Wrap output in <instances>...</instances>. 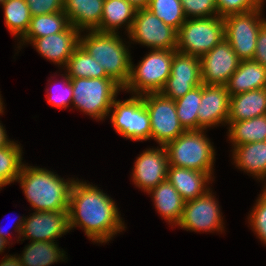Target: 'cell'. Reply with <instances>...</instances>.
Wrapping results in <instances>:
<instances>
[{"instance_id": "obj_1", "label": "cell", "mask_w": 266, "mask_h": 266, "mask_svg": "<svg viewBox=\"0 0 266 266\" xmlns=\"http://www.w3.org/2000/svg\"><path fill=\"white\" fill-rule=\"evenodd\" d=\"M114 200L97 186L75 180L69 200L70 230L82 227L93 242L107 243L125 229Z\"/></svg>"}, {"instance_id": "obj_2", "label": "cell", "mask_w": 266, "mask_h": 266, "mask_svg": "<svg viewBox=\"0 0 266 266\" xmlns=\"http://www.w3.org/2000/svg\"><path fill=\"white\" fill-rule=\"evenodd\" d=\"M16 181L34 211H68L74 179L66 181L45 168L23 164Z\"/></svg>"}, {"instance_id": "obj_3", "label": "cell", "mask_w": 266, "mask_h": 266, "mask_svg": "<svg viewBox=\"0 0 266 266\" xmlns=\"http://www.w3.org/2000/svg\"><path fill=\"white\" fill-rule=\"evenodd\" d=\"M86 32L87 35H80V45L103 66L110 78L124 88L130 77L132 60L122 38L117 32Z\"/></svg>"}, {"instance_id": "obj_4", "label": "cell", "mask_w": 266, "mask_h": 266, "mask_svg": "<svg viewBox=\"0 0 266 266\" xmlns=\"http://www.w3.org/2000/svg\"><path fill=\"white\" fill-rule=\"evenodd\" d=\"M169 166L194 169L213 175L215 150L204 130H185L165 145Z\"/></svg>"}, {"instance_id": "obj_5", "label": "cell", "mask_w": 266, "mask_h": 266, "mask_svg": "<svg viewBox=\"0 0 266 266\" xmlns=\"http://www.w3.org/2000/svg\"><path fill=\"white\" fill-rule=\"evenodd\" d=\"M73 90L72 104L96 120L110 114L113 101L123 88L112 78H70Z\"/></svg>"}, {"instance_id": "obj_6", "label": "cell", "mask_w": 266, "mask_h": 266, "mask_svg": "<svg viewBox=\"0 0 266 266\" xmlns=\"http://www.w3.org/2000/svg\"><path fill=\"white\" fill-rule=\"evenodd\" d=\"M175 52L152 49L137 66L131 62L130 77L123 90L139 96L160 92L170 76Z\"/></svg>"}, {"instance_id": "obj_7", "label": "cell", "mask_w": 266, "mask_h": 266, "mask_svg": "<svg viewBox=\"0 0 266 266\" xmlns=\"http://www.w3.org/2000/svg\"><path fill=\"white\" fill-rule=\"evenodd\" d=\"M223 39V17L186 19L177 33L176 51L200 58Z\"/></svg>"}, {"instance_id": "obj_8", "label": "cell", "mask_w": 266, "mask_h": 266, "mask_svg": "<svg viewBox=\"0 0 266 266\" xmlns=\"http://www.w3.org/2000/svg\"><path fill=\"white\" fill-rule=\"evenodd\" d=\"M262 8L245 13L230 14L224 20V38L241 61L252 60L256 50L257 35L266 19L260 17Z\"/></svg>"}, {"instance_id": "obj_9", "label": "cell", "mask_w": 266, "mask_h": 266, "mask_svg": "<svg viewBox=\"0 0 266 266\" xmlns=\"http://www.w3.org/2000/svg\"><path fill=\"white\" fill-rule=\"evenodd\" d=\"M111 110L110 119L116 133L133 141L150 140V116L142 96L133 95L124 101L115 99Z\"/></svg>"}, {"instance_id": "obj_10", "label": "cell", "mask_w": 266, "mask_h": 266, "mask_svg": "<svg viewBox=\"0 0 266 266\" xmlns=\"http://www.w3.org/2000/svg\"><path fill=\"white\" fill-rule=\"evenodd\" d=\"M141 96L150 116V139L157 141L159 146H165L185 131L177 116L175 100L163 96L160 92Z\"/></svg>"}, {"instance_id": "obj_11", "label": "cell", "mask_w": 266, "mask_h": 266, "mask_svg": "<svg viewBox=\"0 0 266 266\" xmlns=\"http://www.w3.org/2000/svg\"><path fill=\"white\" fill-rule=\"evenodd\" d=\"M178 31L147 8L137 9L129 39L150 49L176 50Z\"/></svg>"}, {"instance_id": "obj_12", "label": "cell", "mask_w": 266, "mask_h": 266, "mask_svg": "<svg viewBox=\"0 0 266 266\" xmlns=\"http://www.w3.org/2000/svg\"><path fill=\"white\" fill-rule=\"evenodd\" d=\"M220 207L212 191L209 190L201 197L186 201L177 223L187 231H223V218Z\"/></svg>"}, {"instance_id": "obj_13", "label": "cell", "mask_w": 266, "mask_h": 266, "mask_svg": "<svg viewBox=\"0 0 266 266\" xmlns=\"http://www.w3.org/2000/svg\"><path fill=\"white\" fill-rule=\"evenodd\" d=\"M201 84L200 58L176 51L170 76L160 93L167 98L176 100Z\"/></svg>"}, {"instance_id": "obj_14", "label": "cell", "mask_w": 266, "mask_h": 266, "mask_svg": "<svg viewBox=\"0 0 266 266\" xmlns=\"http://www.w3.org/2000/svg\"><path fill=\"white\" fill-rule=\"evenodd\" d=\"M240 62L230 43L224 38L200 57L202 84L226 85Z\"/></svg>"}, {"instance_id": "obj_15", "label": "cell", "mask_w": 266, "mask_h": 266, "mask_svg": "<svg viewBox=\"0 0 266 266\" xmlns=\"http://www.w3.org/2000/svg\"><path fill=\"white\" fill-rule=\"evenodd\" d=\"M70 230L68 211H35L25 218L20 239L24 237L32 242L48 241L65 235Z\"/></svg>"}, {"instance_id": "obj_16", "label": "cell", "mask_w": 266, "mask_h": 266, "mask_svg": "<svg viewBox=\"0 0 266 266\" xmlns=\"http://www.w3.org/2000/svg\"><path fill=\"white\" fill-rule=\"evenodd\" d=\"M133 167L132 179L135 186L149 192L160 182L167 180L169 166L168 153L164 145L149 148L137 157Z\"/></svg>"}, {"instance_id": "obj_17", "label": "cell", "mask_w": 266, "mask_h": 266, "mask_svg": "<svg viewBox=\"0 0 266 266\" xmlns=\"http://www.w3.org/2000/svg\"><path fill=\"white\" fill-rule=\"evenodd\" d=\"M230 97L226 85L201 84L198 130H207L208 127L227 124Z\"/></svg>"}, {"instance_id": "obj_18", "label": "cell", "mask_w": 266, "mask_h": 266, "mask_svg": "<svg viewBox=\"0 0 266 266\" xmlns=\"http://www.w3.org/2000/svg\"><path fill=\"white\" fill-rule=\"evenodd\" d=\"M81 31L70 25L65 31L35 38L32 44L45 59L66 66L72 53L80 45Z\"/></svg>"}, {"instance_id": "obj_19", "label": "cell", "mask_w": 266, "mask_h": 266, "mask_svg": "<svg viewBox=\"0 0 266 266\" xmlns=\"http://www.w3.org/2000/svg\"><path fill=\"white\" fill-rule=\"evenodd\" d=\"M211 179H213L212 176L205 172L168 166L167 180L176 188L185 202L206 194L210 190L207 184L212 181Z\"/></svg>"}, {"instance_id": "obj_20", "label": "cell", "mask_w": 266, "mask_h": 266, "mask_svg": "<svg viewBox=\"0 0 266 266\" xmlns=\"http://www.w3.org/2000/svg\"><path fill=\"white\" fill-rule=\"evenodd\" d=\"M104 0H64L63 11L70 25L81 32L100 25Z\"/></svg>"}, {"instance_id": "obj_21", "label": "cell", "mask_w": 266, "mask_h": 266, "mask_svg": "<svg viewBox=\"0 0 266 266\" xmlns=\"http://www.w3.org/2000/svg\"><path fill=\"white\" fill-rule=\"evenodd\" d=\"M226 88L230 96L266 88V68L253 59L241 61Z\"/></svg>"}, {"instance_id": "obj_22", "label": "cell", "mask_w": 266, "mask_h": 266, "mask_svg": "<svg viewBox=\"0 0 266 266\" xmlns=\"http://www.w3.org/2000/svg\"><path fill=\"white\" fill-rule=\"evenodd\" d=\"M148 194H152L154 206L158 213L168 223H173L176 226L181 219L185 204L176 188L168 180H164L150 190Z\"/></svg>"}, {"instance_id": "obj_23", "label": "cell", "mask_w": 266, "mask_h": 266, "mask_svg": "<svg viewBox=\"0 0 266 266\" xmlns=\"http://www.w3.org/2000/svg\"><path fill=\"white\" fill-rule=\"evenodd\" d=\"M233 159L236 166L258 180L266 179V141L235 146Z\"/></svg>"}, {"instance_id": "obj_24", "label": "cell", "mask_w": 266, "mask_h": 266, "mask_svg": "<svg viewBox=\"0 0 266 266\" xmlns=\"http://www.w3.org/2000/svg\"><path fill=\"white\" fill-rule=\"evenodd\" d=\"M136 11L137 8L127 0H104L100 25L95 30L116 33L122 25H125V29L127 28L126 31L129 33Z\"/></svg>"}, {"instance_id": "obj_25", "label": "cell", "mask_w": 266, "mask_h": 266, "mask_svg": "<svg viewBox=\"0 0 266 266\" xmlns=\"http://www.w3.org/2000/svg\"><path fill=\"white\" fill-rule=\"evenodd\" d=\"M266 114V88L230 97L228 121H242Z\"/></svg>"}, {"instance_id": "obj_26", "label": "cell", "mask_w": 266, "mask_h": 266, "mask_svg": "<svg viewBox=\"0 0 266 266\" xmlns=\"http://www.w3.org/2000/svg\"><path fill=\"white\" fill-rule=\"evenodd\" d=\"M228 138L233 146L266 141V114L242 121H227Z\"/></svg>"}, {"instance_id": "obj_27", "label": "cell", "mask_w": 266, "mask_h": 266, "mask_svg": "<svg viewBox=\"0 0 266 266\" xmlns=\"http://www.w3.org/2000/svg\"><path fill=\"white\" fill-rule=\"evenodd\" d=\"M65 251L58 244L48 241L32 242L25 246L21 256H18L23 266H50L66 259Z\"/></svg>"}, {"instance_id": "obj_28", "label": "cell", "mask_w": 266, "mask_h": 266, "mask_svg": "<svg viewBox=\"0 0 266 266\" xmlns=\"http://www.w3.org/2000/svg\"><path fill=\"white\" fill-rule=\"evenodd\" d=\"M70 26L64 11L31 17L29 28L20 42H32L35 38L46 37L65 31Z\"/></svg>"}, {"instance_id": "obj_29", "label": "cell", "mask_w": 266, "mask_h": 266, "mask_svg": "<svg viewBox=\"0 0 266 266\" xmlns=\"http://www.w3.org/2000/svg\"><path fill=\"white\" fill-rule=\"evenodd\" d=\"M65 72L70 78H110L103 66L97 62L81 45L68 59Z\"/></svg>"}, {"instance_id": "obj_30", "label": "cell", "mask_w": 266, "mask_h": 266, "mask_svg": "<svg viewBox=\"0 0 266 266\" xmlns=\"http://www.w3.org/2000/svg\"><path fill=\"white\" fill-rule=\"evenodd\" d=\"M4 9L5 25L15 37L21 39L27 32L31 14L26 0H5Z\"/></svg>"}, {"instance_id": "obj_31", "label": "cell", "mask_w": 266, "mask_h": 266, "mask_svg": "<svg viewBox=\"0 0 266 266\" xmlns=\"http://www.w3.org/2000/svg\"><path fill=\"white\" fill-rule=\"evenodd\" d=\"M201 102V85L175 100L180 124L185 130H198V108Z\"/></svg>"}, {"instance_id": "obj_32", "label": "cell", "mask_w": 266, "mask_h": 266, "mask_svg": "<svg viewBox=\"0 0 266 266\" xmlns=\"http://www.w3.org/2000/svg\"><path fill=\"white\" fill-rule=\"evenodd\" d=\"M22 153V148L15 141L0 148V189L18 178L23 166Z\"/></svg>"}, {"instance_id": "obj_33", "label": "cell", "mask_w": 266, "mask_h": 266, "mask_svg": "<svg viewBox=\"0 0 266 266\" xmlns=\"http://www.w3.org/2000/svg\"><path fill=\"white\" fill-rule=\"evenodd\" d=\"M147 9L177 31L187 19L181 0H150Z\"/></svg>"}, {"instance_id": "obj_34", "label": "cell", "mask_w": 266, "mask_h": 266, "mask_svg": "<svg viewBox=\"0 0 266 266\" xmlns=\"http://www.w3.org/2000/svg\"><path fill=\"white\" fill-rule=\"evenodd\" d=\"M181 4L187 19L218 16L215 0H181Z\"/></svg>"}, {"instance_id": "obj_35", "label": "cell", "mask_w": 266, "mask_h": 266, "mask_svg": "<svg viewBox=\"0 0 266 266\" xmlns=\"http://www.w3.org/2000/svg\"><path fill=\"white\" fill-rule=\"evenodd\" d=\"M62 77H64V80H61L60 85H58L57 87H55V89L53 87L50 86V88L54 91H50L47 89V103L50 104L52 107L55 106L56 108H67L69 107L70 104H72V100H73V90H72V83L70 80V77L67 74H61ZM63 82V83H62ZM56 90V91H55Z\"/></svg>"}, {"instance_id": "obj_36", "label": "cell", "mask_w": 266, "mask_h": 266, "mask_svg": "<svg viewBox=\"0 0 266 266\" xmlns=\"http://www.w3.org/2000/svg\"><path fill=\"white\" fill-rule=\"evenodd\" d=\"M218 16L249 12L261 8L264 0H215Z\"/></svg>"}, {"instance_id": "obj_37", "label": "cell", "mask_w": 266, "mask_h": 266, "mask_svg": "<svg viewBox=\"0 0 266 266\" xmlns=\"http://www.w3.org/2000/svg\"><path fill=\"white\" fill-rule=\"evenodd\" d=\"M248 216L252 230L266 245V195L262 192Z\"/></svg>"}, {"instance_id": "obj_38", "label": "cell", "mask_w": 266, "mask_h": 266, "mask_svg": "<svg viewBox=\"0 0 266 266\" xmlns=\"http://www.w3.org/2000/svg\"><path fill=\"white\" fill-rule=\"evenodd\" d=\"M32 17L63 11L64 0H26Z\"/></svg>"}, {"instance_id": "obj_39", "label": "cell", "mask_w": 266, "mask_h": 266, "mask_svg": "<svg viewBox=\"0 0 266 266\" xmlns=\"http://www.w3.org/2000/svg\"><path fill=\"white\" fill-rule=\"evenodd\" d=\"M253 60L266 68V23L258 32Z\"/></svg>"}, {"instance_id": "obj_40", "label": "cell", "mask_w": 266, "mask_h": 266, "mask_svg": "<svg viewBox=\"0 0 266 266\" xmlns=\"http://www.w3.org/2000/svg\"><path fill=\"white\" fill-rule=\"evenodd\" d=\"M0 266H23L17 255L5 256L0 262Z\"/></svg>"}, {"instance_id": "obj_41", "label": "cell", "mask_w": 266, "mask_h": 266, "mask_svg": "<svg viewBox=\"0 0 266 266\" xmlns=\"http://www.w3.org/2000/svg\"><path fill=\"white\" fill-rule=\"evenodd\" d=\"M25 218L26 217H20L19 219H17L18 220V222H16L17 224H15V230L17 231V233L19 234V238L18 239H20V234H21V230H22V226H23V223H24V221H25ZM21 219V220H20ZM0 236L3 238V239H5L6 241H8L7 239V233L4 231V230H2L1 228H0Z\"/></svg>"}, {"instance_id": "obj_42", "label": "cell", "mask_w": 266, "mask_h": 266, "mask_svg": "<svg viewBox=\"0 0 266 266\" xmlns=\"http://www.w3.org/2000/svg\"><path fill=\"white\" fill-rule=\"evenodd\" d=\"M6 129L3 127L2 123H0V148L9 146L13 141H10L6 134Z\"/></svg>"}, {"instance_id": "obj_43", "label": "cell", "mask_w": 266, "mask_h": 266, "mask_svg": "<svg viewBox=\"0 0 266 266\" xmlns=\"http://www.w3.org/2000/svg\"><path fill=\"white\" fill-rule=\"evenodd\" d=\"M129 3H131L134 7L137 9L140 8H147L150 0H127Z\"/></svg>"}, {"instance_id": "obj_44", "label": "cell", "mask_w": 266, "mask_h": 266, "mask_svg": "<svg viewBox=\"0 0 266 266\" xmlns=\"http://www.w3.org/2000/svg\"><path fill=\"white\" fill-rule=\"evenodd\" d=\"M7 244L9 245V242L6 241L5 239H3V238L0 236V253L3 252V250H5Z\"/></svg>"}, {"instance_id": "obj_45", "label": "cell", "mask_w": 266, "mask_h": 266, "mask_svg": "<svg viewBox=\"0 0 266 266\" xmlns=\"http://www.w3.org/2000/svg\"><path fill=\"white\" fill-rule=\"evenodd\" d=\"M4 110V107H3V101H2V98H1V95H0V114H3V111Z\"/></svg>"}, {"instance_id": "obj_46", "label": "cell", "mask_w": 266, "mask_h": 266, "mask_svg": "<svg viewBox=\"0 0 266 266\" xmlns=\"http://www.w3.org/2000/svg\"><path fill=\"white\" fill-rule=\"evenodd\" d=\"M265 184H266V183H265ZM263 187H264V188H263V189H264V190H263V193L266 195V185H264Z\"/></svg>"}]
</instances>
